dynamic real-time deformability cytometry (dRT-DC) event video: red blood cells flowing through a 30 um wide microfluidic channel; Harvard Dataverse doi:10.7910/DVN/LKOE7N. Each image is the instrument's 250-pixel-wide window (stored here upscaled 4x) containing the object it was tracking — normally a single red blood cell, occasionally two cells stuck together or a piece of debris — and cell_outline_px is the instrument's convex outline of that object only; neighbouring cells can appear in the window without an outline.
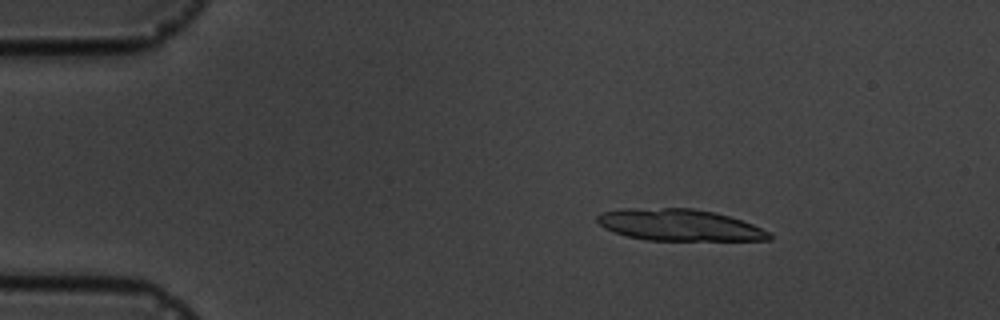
{"species": "common noctule bat (a hibernating species)", "species_latin": "Nyctalus noctula", "temperature_condition": "cold", "stored_images_in_passage": 6, "camera_frame_rate_fps": 3000, "um_per_image_px": 0.085, "animal": {"sex": "male", "body_mass_g": 19.5, "forearm_length_mm": 54.6}, "frame": {"image": 1, "passage_image": 3, "time_ms": 2.333, "image_size_px": [1000, 320], "cell_outline_px": [[772, 240], [648, 240], [628, 236], [604, 228], [596, 220], [596, 216], [600, 212], [624, 208], [692, 208], [716, 212], [752, 224], [768, 232], [772, 236]], "centroid_in_image_um": [57.71, 19.11], "position_along_channel_um": 27.3, "area_um2": 31.56}}
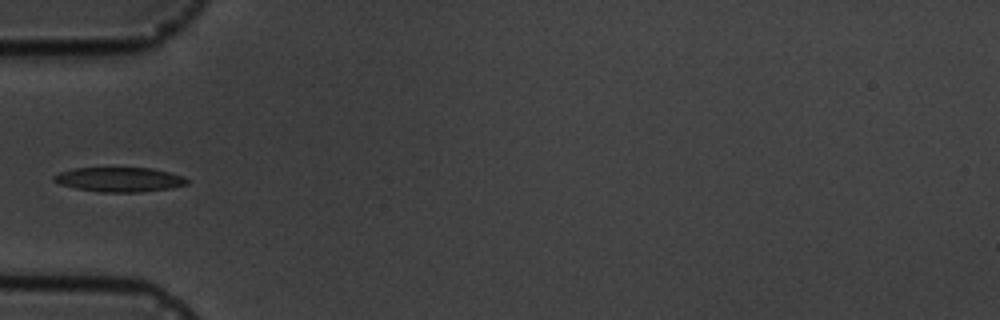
{"frame": {"image": 2, "passage_image": 6, "time_ms": 5.667, "image_size_px": [1000, 320], "cell_outline_px": [[188, 184], [168, 188], [140, 192], [100, 192], [76, 188], [60, 184], [52, 180], [52, 176], [60, 172], [76, 168], [152, 168], [184, 176], [188, 180]], "centroid_in_image_um": [10.14, 15.26], "position_along_channel_um": 74.9, "area_um2": 18.9}}